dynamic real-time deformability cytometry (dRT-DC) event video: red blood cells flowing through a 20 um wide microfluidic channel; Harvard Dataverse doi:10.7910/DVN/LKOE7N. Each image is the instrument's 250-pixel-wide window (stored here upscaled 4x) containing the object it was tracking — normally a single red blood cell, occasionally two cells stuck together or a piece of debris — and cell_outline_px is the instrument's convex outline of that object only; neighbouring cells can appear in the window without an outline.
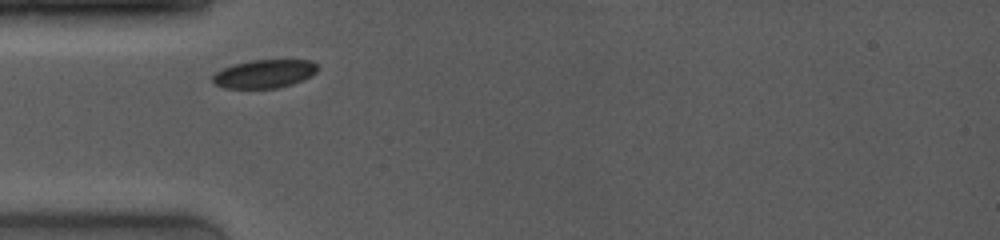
{"species": "common noctule bat (a hibernating species)", "species_latin": "Nyctalus noctula", "temperature_condition": "room temperature", "stored_images_in_passage": 3, "camera_frame_rate_fps": 4000, "um_per_image_px": 0.085, "animal": {"sex": "female", "body_mass_g": 19.0, "forearm_length_mm": 53.3}, "frame": {"image": 1, "passage_image": 1, "time_ms": 0.0, "image_size_px": [1000, 240], "cell_outline_px": [[316, 72], [312, 76], [304, 80], [292, 84], [276, 88], [224, 88], [216, 84], [212, 80], [212, 76], [216, 72], [224, 68], [236, 64], [252, 60], [308, 60], [316, 64]], "centroid_in_image_um": [22.48, 6.28], "position_along_channel_um": 62.5, "area_um2": 17.17}}
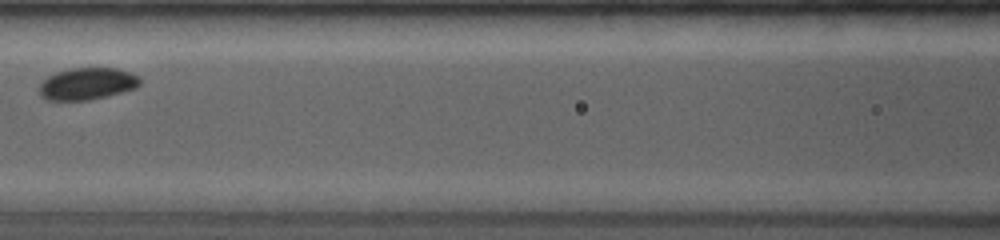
{"frame": {"image": 2, "passage_image": 3, "time_ms": 2.5, "image_size_px": [1000, 240], "cell_outline_px": [[140, 84], [136, 88], [88, 100], [48, 100], [40, 96], [40, 84], [48, 76], [56, 72], [72, 68], [116, 68], [140, 76]], "centroid_in_image_um": [7.41, 7.11], "position_along_channel_um": 159.2, "area_um2": 18.55}}